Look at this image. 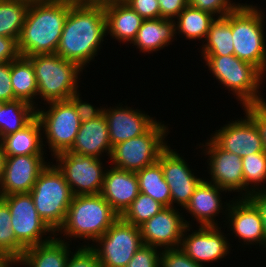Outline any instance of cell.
I'll use <instances>...</instances> for the list:
<instances>
[{
  "label": "cell",
  "mask_w": 266,
  "mask_h": 267,
  "mask_svg": "<svg viewBox=\"0 0 266 267\" xmlns=\"http://www.w3.org/2000/svg\"><path fill=\"white\" fill-rule=\"evenodd\" d=\"M106 35L104 8L75 2L66 17L56 54L84 69L98 55Z\"/></svg>",
  "instance_id": "1"
},
{
  "label": "cell",
  "mask_w": 266,
  "mask_h": 267,
  "mask_svg": "<svg viewBox=\"0 0 266 267\" xmlns=\"http://www.w3.org/2000/svg\"><path fill=\"white\" fill-rule=\"evenodd\" d=\"M73 0L31 2L18 39L21 56L56 54Z\"/></svg>",
  "instance_id": "2"
},
{
  "label": "cell",
  "mask_w": 266,
  "mask_h": 267,
  "mask_svg": "<svg viewBox=\"0 0 266 267\" xmlns=\"http://www.w3.org/2000/svg\"><path fill=\"white\" fill-rule=\"evenodd\" d=\"M119 218L111 205L100 195H76L71 200L64 223L55 236L80 238L94 242Z\"/></svg>",
  "instance_id": "3"
},
{
  "label": "cell",
  "mask_w": 266,
  "mask_h": 267,
  "mask_svg": "<svg viewBox=\"0 0 266 267\" xmlns=\"http://www.w3.org/2000/svg\"><path fill=\"white\" fill-rule=\"evenodd\" d=\"M263 12L253 4H240L232 11L234 55L254 65L265 76L266 44Z\"/></svg>",
  "instance_id": "4"
},
{
  "label": "cell",
  "mask_w": 266,
  "mask_h": 267,
  "mask_svg": "<svg viewBox=\"0 0 266 267\" xmlns=\"http://www.w3.org/2000/svg\"><path fill=\"white\" fill-rule=\"evenodd\" d=\"M31 60L38 84V98L47 104L51 101L68 100L79 91L78 79L82 69L76 62L57 54H36Z\"/></svg>",
  "instance_id": "5"
},
{
  "label": "cell",
  "mask_w": 266,
  "mask_h": 267,
  "mask_svg": "<svg viewBox=\"0 0 266 267\" xmlns=\"http://www.w3.org/2000/svg\"><path fill=\"white\" fill-rule=\"evenodd\" d=\"M214 78L232 91L241 105L266 101L260 88L264 75L252 64L242 61L235 55L202 56Z\"/></svg>",
  "instance_id": "6"
},
{
  "label": "cell",
  "mask_w": 266,
  "mask_h": 267,
  "mask_svg": "<svg viewBox=\"0 0 266 267\" xmlns=\"http://www.w3.org/2000/svg\"><path fill=\"white\" fill-rule=\"evenodd\" d=\"M29 193L38 215L56 234L64 223L67 210L74 197L63 173L56 165L49 163L40 173Z\"/></svg>",
  "instance_id": "7"
},
{
  "label": "cell",
  "mask_w": 266,
  "mask_h": 267,
  "mask_svg": "<svg viewBox=\"0 0 266 267\" xmlns=\"http://www.w3.org/2000/svg\"><path fill=\"white\" fill-rule=\"evenodd\" d=\"M167 127L156 121L142 135L114 145L110 156L111 166L137 172L155 164L169 146L165 140L169 133Z\"/></svg>",
  "instance_id": "8"
},
{
  "label": "cell",
  "mask_w": 266,
  "mask_h": 267,
  "mask_svg": "<svg viewBox=\"0 0 266 267\" xmlns=\"http://www.w3.org/2000/svg\"><path fill=\"white\" fill-rule=\"evenodd\" d=\"M94 242L84 245L95 252L101 267H126L143 245L140 228L125 222L121 217Z\"/></svg>",
  "instance_id": "9"
},
{
  "label": "cell",
  "mask_w": 266,
  "mask_h": 267,
  "mask_svg": "<svg viewBox=\"0 0 266 267\" xmlns=\"http://www.w3.org/2000/svg\"><path fill=\"white\" fill-rule=\"evenodd\" d=\"M48 110L36 108L51 155L69 151L75 143L80 128V119L69 100L48 102ZM45 132V133H44ZM53 152V153H52Z\"/></svg>",
  "instance_id": "10"
},
{
  "label": "cell",
  "mask_w": 266,
  "mask_h": 267,
  "mask_svg": "<svg viewBox=\"0 0 266 267\" xmlns=\"http://www.w3.org/2000/svg\"><path fill=\"white\" fill-rule=\"evenodd\" d=\"M57 168L63 173L72 193L98 195L101 193L106 169L100 158L65 151L54 156Z\"/></svg>",
  "instance_id": "11"
},
{
  "label": "cell",
  "mask_w": 266,
  "mask_h": 267,
  "mask_svg": "<svg viewBox=\"0 0 266 267\" xmlns=\"http://www.w3.org/2000/svg\"><path fill=\"white\" fill-rule=\"evenodd\" d=\"M1 198L9 207L14 235L25 248L48 242L55 236L38 215L30 193L6 195ZM47 234L50 236L46 238Z\"/></svg>",
  "instance_id": "12"
},
{
  "label": "cell",
  "mask_w": 266,
  "mask_h": 267,
  "mask_svg": "<svg viewBox=\"0 0 266 267\" xmlns=\"http://www.w3.org/2000/svg\"><path fill=\"white\" fill-rule=\"evenodd\" d=\"M202 153L208 155V166L211 181L228 192H240L238 198H244V178L242 158L222 149L212 138L206 140ZM205 147V148H204Z\"/></svg>",
  "instance_id": "13"
},
{
  "label": "cell",
  "mask_w": 266,
  "mask_h": 267,
  "mask_svg": "<svg viewBox=\"0 0 266 267\" xmlns=\"http://www.w3.org/2000/svg\"><path fill=\"white\" fill-rule=\"evenodd\" d=\"M179 208L165 207L154 217L144 222L140 228L144 245L162 249L179 248L182 234L190 221L184 220Z\"/></svg>",
  "instance_id": "14"
},
{
  "label": "cell",
  "mask_w": 266,
  "mask_h": 267,
  "mask_svg": "<svg viewBox=\"0 0 266 267\" xmlns=\"http://www.w3.org/2000/svg\"><path fill=\"white\" fill-rule=\"evenodd\" d=\"M198 227V230H192L191 233H188L192 227L187 226L182 234L180 244L181 250L194 262L204 265L220 260L230 253L229 246L231 244L227 239L228 237H225L224 233L221 232V227L200 225Z\"/></svg>",
  "instance_id": "15"
},
{
  "label": "cell",
  "mask_w": 266,
  "mask_h": 267,
  "mask_svg": "<svg viewBox=\"0 0 266 267\" xmlns=\"http://www.w3.org/2000/svg\"><path fill=\"white\" fill-rule=\"evenodd\" d=\"M157 162L161 165L164 179L170 188L171 207L176 208L174 203H177L184 209L202 178L197 177L184 157L170 146L161 153Z\"/></svg>",
  "instance_id": "16"
},
{
  "label": "cell",
  "mask_w": 266,
  "mask_h": 267,
  "mask_svg": "<svg viewBox=\"0 0 266 267\" xmlns=\"http://www.w3.org/2000/svg\"><path fill=\"white\" fill-rule=\"evenodd\" d=\"M45 155H18L5 157L0 181V197L29 193L40 173L50 163Z\"/></svg>",
  "instance_id": "17"
},
{
  "label": "cell",
  "mask_w": 266,
  "mask_h": 267,
  "mask_svg": "<svg viewBox=\"0 0 266 267\" xmlns=\"http://www.w3.org/2000/svg\"><path fill=\"white\" fill-rule=\"evenodd\" d=\"M211 133V138L225 151L241 158L264 152L259 131L254 122L245 114L244 119L229 121L219 130Z\"/></svg>",
  "instance_id": "18"
},
{
  "label": "cell",
  "mask_w": 266,
  "mask_h": 267,
  "mask_svg": "<svg viewBox=\"0 0 266 267\" xmlns=\"http://www.w3.org/2000/svg\"><path fill=\"white\" fill-rule=\"evenodd\" d=\"M120 104L122 103L103 109L112 147L142 135L157 121L144 111L133 109L128 105L122 107L123 104Z\"/></svg>",
  "instance_id": "19"
},
{
  "label": "cell",
  "mask_w": 266,
  "mask_h": 267,
  "mask_svg": "<svg viewBox=\"0 0 266 267\" xmlns=\"http://www.w3.org/2000/svg\"><path fill=\"white\" fill-rule=\"evenodd\" d=\"M229 206L228 213L225 215L230 231L239 237L238 240L244 245L263 246L266 250V238L262 224V218L256 207L247 199L236 197ZM256 243V244H255Z\"/></svg>",
  "instance_id": "20"
},
{
  "label": "cell",
  "mask_w": 266,
  "mask_h": 267,
  "mask_svg": "<svg viewBox=\"0 0 266 267\" xmlns=\"http://www.w3.org/2000/svg\"><path fill=\"white\" fill-rule=\"evenodd\" d=\"M224 191L225 193L227 192L203 178L195 188L184 210H186L187 213L189 212L200 226H218L215 217L218 216L219 213L224 212L227 214L230 203L232 202V200L229 202L226 200V202H224L226 205L223 206L222 197L220 196ZM223 209H225V211Z\"/></svg>",
  "instance_id": "21"
},
{
  "label": "cell",
  "mask_w": 266,
  "mask_h": 267,
  "mask_svg": "<svg viewBox=\"0 0 266 267\" xmlns=\"http://www.w3.org/2000/svg\"><path fill=\"white\" fill-rule=\"evenodd\" d=\"M136 172L115 167L106 169L100 195L111 205L119 215L126 211L139 194Z\"/></svg>",
  "instance_id": "22"
},
{
  "label": "cell",
  "mask_w": 266,
  "mask_h": 267,
  "mask_svg": "<svg viewBox=\"0 0 266 267\" xmlns=\"http://www.w3.org/2000/svg\"><path fill=\"white\" fill-rule=\"evenodd\" d=\"M112 149L107 121L102 114L96 119L80 124L75 143L69 152L96 158H101L105 152L110 158Z\"/></svg>",
  "instance_id": "23"
},
{
  "label": "cell",
  "mask_w": 266,
  "mask_h": 267,
  "mask_svg": "<svg viewBox=\"0 0 266 267\" xmlns=\"http://www.w3.org/2000/svg\"><path fill=\"white\" fill-rule=\"evenodd\" d=\"M107 33L120 43L132 42L144 19L123 0L104 8Z\"/></svg>",
  "instance_id": "24"
},
{
  "label": "cell",
  "mask_w": 266,
  "mask_h": 267,
  "mask_svg": "<svg viewBox=\"0 0 266 267\" xmlns=\"http://www.w3.org/2000/svg\"><path fill=\"white\" fill-rule=\"evenodd\" d=\"M60 238L53 236L48 242L26 248L15 264L25 267H66L71 253L70 241Z\"/></svg>",
  "instance_id": "25"
},
{
  "label": "cell",
  "mask_w": 266,
  "mask_h": 267,
  "mask_svg": "<svg viewBox=\"0 0 266 267\" xmlns=\"http://www.w3.org/2000/svg\"><path fill=\"white\" fill-rule=\"evenodd\" d=\"M42 125L35 117L23 129L0 139L5 157L18 155H44Z\"/></svg>",
  "instance_id": "26"
},
{
  "label": "cell",
  "mask_w": 266,
  "mask_h": 267,
  "mask_svg": "<svg viewBox=\"0 0 266 267\" xmlns=\"http://www.w3.org/2000/svg\"><path fill=\"white\" fill-rule=\"evenodd\" d=\"M175 20L164 18L144 19L132 42L142 53L164 49L175 40Z\"/></svg>",
  "instance_id": "27"
},
{
  "label": "cell",
  "mask_w": 266,
  "mask_h": 267,
  "mask_svg": "<svg viewBox=\"0 0 266 267\" xmlns=\"http://www.w3.org/2000/svg\"><path fill=\"white\" fill-rule=\"evenodd\" d=\"M10 74L14 96L37 108L38 102L33 99L38 97V84L31 60L24 56L12 60Z\"/></svg>",
  "instance_id": "28"
},
{
  "label": "cell",
  "mask_w": 266,
  "mask_h": 267,
  "mask_svg": "<svg viewBox=\"0 0 266 267\" xmlns=\"http://www.w3.org/2000/svg\"><path fill=\"white\" fill-rule=\"evenodd\" d=\"M205 44L201 46V56L234 55L232 41V11L226 16L215 18L209 27Z\"/></svg>",
  "instance_id": "29"
},
{
  "label": "cell",
  "mask_w": 266,
  "mask_h": 267,
  "mask_svg": "<svg viewBox=\"0 0 266 267\" xmlns=\"http://www.w3.org/2000/svg\"><path fill=\"white\" fill-rule=\"evenodd\" d=\"M35 117L36 107L26 101H0V139L23 129Z\"/></svg>",
  "instance_id": "30"
},
{
  "label": "cell",
  "mask_w": 266,
  "mask_h": 267,
  "mask_svg": "<svg viewBox=\"0 0 266 267\" xmlns=\"http://www.w3.org/2000/svg\"><path fill=\"white\" fill-rule=\"evenodd\" d=\"M215 16L209 12L187 5L175 18V34L179 33L186 39L202 40L204 43L209 27L215 20Z\"/></svg>",
  "instance_id": "31"
},
{
  "label": "cell",
  "mask_w": 266,
  "mask_h": 267,
  "mask_svg": "<svg viewBox=\"0 0 266 267\" xmlns=\"http://www.w3.org/2000/svg\"><path fill=\"white\" fill-rule=\"evenodd\" d=\"M139 192L150 196L164 207H171V193L161 165L156 162L136 172Z\"/></svg>",
  "instance_id": "32"
},
{
  "label": "cell",
  "mask_w": 266,
  "mask_h": 267,
  "mask_svg": "<svg viewBox=\"0 0 266 267\" xmlns=\"http://www.w3.org/2000/svg\"><path fill=\"white\" fill-rule=\"evenodd\" d=\"M29 6L25 0H0V36L19 39Z\"/></svg>",
  "instance_id": "33"
},
{
  "label": "cell",
  "mask_w": 266,
  "mask_h": 267,
  "mask_svg": "<svg viewBox=\"0 0 266 267\" xmlns=\"http://www.w3.org/2000/svg\"><path fill=\"white\" fill-rule=\"evenodd\" d=\"M242 164L244 198L254 191L266 189L264 185L266 182V154L264 152L250 154L242 158Z\"/></svg>",
  "instance_id": "34"
},
{
  "label": "cell",
  "mask_w": 266,
  "mask_h": 267,
  "mask_svg": "<svg viewBox=\"0 0 266 267\" xmlns=\"http://www.w3.org/2000/svg\"><path fill=\"white\" fill-rule=\"evenodd\" d=\"M11 218L7 203L0 197V253L15 263L26 248L16 239Z\"/></svg>",
  "instance_id": "35"
},
{
  "label": "cell",
  "mask_w": 266,
  "mask_h": 267,
  "mask_svg": "<svg viewBox=\"0 0 266 267\" xmlns=\"http://www.w3.org/2000/svg\"><path fill=\"white\" fill-rule=\"evenodd\" d=\"M165 207L146 194L139 193L126 211L120 216L125 222L141 226Z\"/></svg>",
  "instance_id": "36"
},
{
  "label": "cell",
  "mask_w": 266,
  "mask_h": 267,
  "mask_svg": "<svg viewBox=\"0 0 266 267\" xmlns=\"http://www.w3.org/2000/svg\"><path fill=\"white\" fill-rule=\"evenodd\" d=\"M231 2L233 0H189V5L220 18L226 16L240 5V3Z\"/></svg>",
  "instance_id": "37"
},
{
  "label": "cell",
  "mask_w": 266,
  "mask_h": 267,
  "mask_svg": "<svg viewBox=\"0 0 266 267\" xmlns=\"http://www.w3.org/2000/svg\"><path fill=\"white\" fill-rule=\"evenodd\" d=\"M160 255V248L143 244L126 267H160Z\"/></svg>",
  "instance_id": "38"
},
{
  "label": "cell",
  "mask_w": 266,
  "mask_h": 267,
  "mask_svg": "<svg viewBox=\"0 0 266 267\" xmlns=\"http://www.w3.org/2000/svg\"><path fill=\"white\" fill-rule=\"evenodd\" d=\"M160 267H205L194 262L181 248L161 250Z\"/></svg>",
  "instance_id": "39"
},
{
  "label": "cell",
  "mask_w": 266,
  "mask_h": 267,
  "mask_svg": "<svg viewBox=\"0 0 266 267\" xmlns=\"http://www.w3.org/2000/svg\"><path fill=\"white\" fill-rule=\"evenodd\" d=\"M242 109L256 125L262 140L263 151L266 154V101L244 105Z\"/></svg>",
  "instance_id": "40"
},
{
  "label": "cell",
  "mask_w": 266,
  "mask_h": 267,
  "mask_svg": "<svg viewBox=\"0 0 266 267\" xmlns=\"http://www.w3.org/2000/svg\"><path fill=\"white\" fill-rule=\"evenodd\" d=\"M66 267H101L95 252L89 247L81 245L70 253Z\"/></svg>",
  "instance_id": "41"
},
{
  "label": "cell",
  "mask_w": 266,
  "mask_h": 267,
  "mask_svg": "<svg viewBox=\"0 0 266 267\" xmlns=\"http://www.w3.org/2000/svg\"><path fill=\"white\" fill-rule=\"evenodd\" d=\"M80 91L73 94L68 100L73 104L77 115L79 116L80 122H85L98 118L103 114L104 107H94L86 101L83 102L81 99Z\"/></svg>",
  "instance_id": "42"
},
{
  "label": "cell",
  "mask_w": 266,
  "mask_h": 267,
  "mask_svg": "<svg viewBox=\"0 0 266 267\" xmlns=\"http://www.w3.org/2000/svg\"><path fill=\"white\" fill-rule=\"evenodd\" d=\"M143 19L161 18L158 0H123Z\"/></svg>",
  "instance_id": "43"
},
{
  "label": "cell",
  "mask_w": 266,
  "mask_h": 267,
  "mask_svg": "<svg viewBox=\"0 0 266 267\" xmlns=\"http://www.w3.org/2000/svg\"><path fill=\"white\" fill-rule=\"evenodd\" d=\"M18 100L14 96L11 84L10 62L0 63V101L12 102Z\"/></svg>",
  "instance_id": "44"
},
{
  "label": "cell",
  "mask_w": 266,
  "mask_h": 267,
  "mask_svg": "<svg viewBox=\"0 0 266 267\" xmlns=\"http://www.w3.org/2000/svg\"><path fill=\"white\" fill-rule=\"evenodd\" d=\"M21 56L16 38L0 36V63L11 62Z\"/></svg>",
  "instance_id": "45"
},
{
  "label": "cell",
  "mask_w": 266,
  "mask_h": 267,
  "mask_svg": "<svg viewBox=\"0 0 266 267\" xmlns=\"http://www.w3.org/2000/svg\"><path fill=\"white\" fill-rule=\"evenodd\" d=\"M161 18L175 20L180 12L189 5V0H158Z\"/></svg>",
  "instance_id": "46"
},
{
  "label": "cell",
  "mask_w": 266,
  "mask_h": 267,
  "mask_svg": "<svg viewBox=\"0 0 266 267\" xmlns=\"http://www.w3.org/2000/svg\"><path fill=\"white\" fill-rule=\"evenodd\" d=\"M247 199L256 207L260 217L262 218V224L266 238V189H261L250 193Z\"/></svg>",
  "instance_id": "47"
},
{
  "label": "cell",
  "mask_w": 266,
  "mask_h": 267,
  "mask_svg": "<svg viewBox=\"0 0 266 267\" xmlns=\"http://www.w3.org/2000/svg\"><path fill=\"white\" fill-rule=\"evenodd\" d=\"M121 0H76L75 2L82 6L107 7Z\"/></svg>",
  "instance_id": "48"
},
{
  "label": "cell",
  "mask_w": 266,
  "mask_h": 267,
  "mask_svg": "<svg viewBox=\"0 0 266 267\" xmlns=\"http://www.w3.org/2000/svg\"><path fill=\"white\" fill-rule=\"evenodd\" d=\"M15 265L7 256L0 253V267H13Z\"/></svg>",
  "instance_id": "49"
},
{
  "label": "cell",
  "mask_w": 266,
  "mask_h": 267,
  "mask_svg": "<svg viewBox=\"0 0 266 267\" xmlns=\"http://www.w3.org/2000/svg\"><path fill=\"white\" fill-rule=\"evenodd\" d=\"M4 162H5V154L3 152V147H2V144L0 142V181H1L2 176H3Z\"/></svg>",
  "instance_id": "50"
},
{
  "label": "cell",
  "mask_w": 266,
  "mask_h": 267,
  "mask_svg": "<svg viewBox=\"0 0 266 267\" xmlns=\"http://www.w3.org/2000/svg\"><path fill=\"white\" fill-rule=\"evenodd\" d=\"M25 1H28V2H39V1H47V0H25Z\"/></svg>",
  "instance_id": "51"
}]
</instances>
